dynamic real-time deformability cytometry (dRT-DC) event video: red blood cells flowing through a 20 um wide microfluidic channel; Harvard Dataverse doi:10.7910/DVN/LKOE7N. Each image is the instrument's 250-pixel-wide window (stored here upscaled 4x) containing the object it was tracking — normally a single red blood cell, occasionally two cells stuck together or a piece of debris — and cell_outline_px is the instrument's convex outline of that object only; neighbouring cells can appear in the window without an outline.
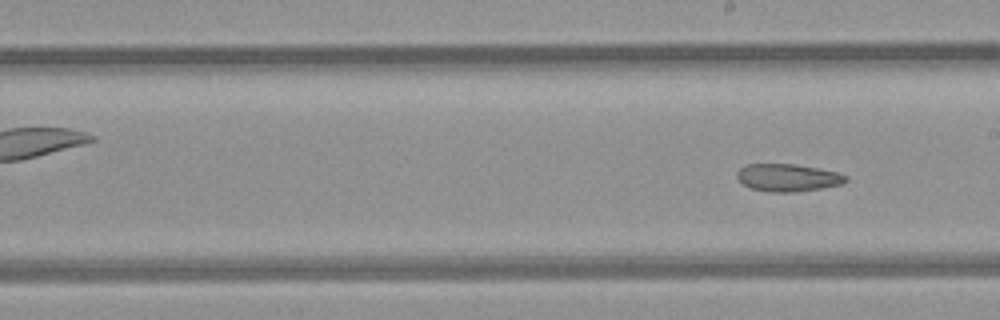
{"species": "common noctule bat (a hibernating species)", "species_latin": "Nyctalus noctula", "temperature_condition": "room temperature", "stored_images_in_passage": 9, "segment_of_instrument_passage": [2, 2], "camera_frame_rate_fps": 3000, "um_per_image_px": 0.085, "animal": {"sex": "female", "body_mass_g": 21.9}, "frame": {"image": 1, "passage_image": 9, "time_ms": 10.0, "image_size_px": [1000, 320], "cell_outline_px": [[848, 180], [840, 184], [820, 188], [796, 192], [768, 192], [752, 188], [744, 184], [736, 176], [736, 172], [740, 168], [748, 164], [796, 164], [836, 172], [848, 176]], "centroid_in_image_um": [66.95, 15.1], "position_along_channel_um": 222.1, "area_um2": 17.28}}